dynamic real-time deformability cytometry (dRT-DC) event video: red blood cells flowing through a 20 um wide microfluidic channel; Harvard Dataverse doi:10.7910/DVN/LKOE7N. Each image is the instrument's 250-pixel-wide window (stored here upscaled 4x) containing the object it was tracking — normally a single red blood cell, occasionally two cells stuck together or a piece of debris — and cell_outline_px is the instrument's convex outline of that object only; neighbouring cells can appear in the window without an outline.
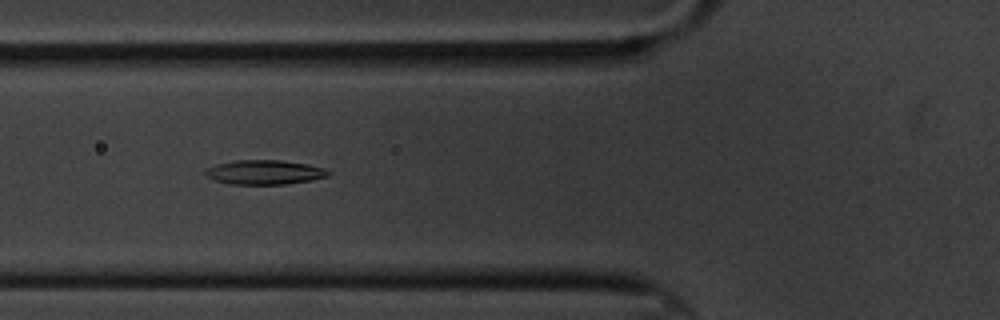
{"species": "common noctule bat (a hibernating species)", "species_latin": "Nyctalus noctula", "temperature_condition": "cold", "stored_images_in_passage": 6, "camera_frame_rate_fps": 3000, "um_per_image_px": 0.085, "animal": {"sex": "male", "body_mass_g": 20.1, "forearm_length_mm": 53.5}, "frame": {"image": 1, "passage_image": 5, "time_ms": 4.667, "image_size_px": [1000, 320], "cell_outline_px": [[332, 172], [328, 176], [312, 180], [284, 184], [232, 184], [212, 180], [204, 176], [204, 168], [216, 164], [236, 160], [280, 160], [308, 164], [324, 168]], "centroid_in_image_um": [22.44, 14.64], "position_along_channel_um": 103.4, "area_um2": 17.69}}
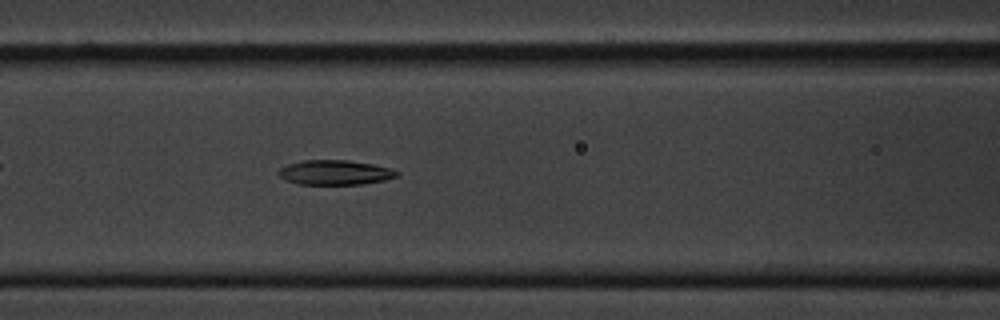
{"frame": {"image": 2, "passage_image": 6, "time_ms": 5.667, "image_size_px": [1000, 320], "cell_outline_px": [[400, 172], [396, 176], [384, 180], [360, 184], [300, 184], [288, 180], [280, 176], [276, 172], [280, 168], [288, 164], [304, 160], [348, 160], [372, 164], [392, 168]], "centroid_in_image_um": [28.48, 14.65], "position_along_channel_um": 138.1, "area_um2": 16.88}}